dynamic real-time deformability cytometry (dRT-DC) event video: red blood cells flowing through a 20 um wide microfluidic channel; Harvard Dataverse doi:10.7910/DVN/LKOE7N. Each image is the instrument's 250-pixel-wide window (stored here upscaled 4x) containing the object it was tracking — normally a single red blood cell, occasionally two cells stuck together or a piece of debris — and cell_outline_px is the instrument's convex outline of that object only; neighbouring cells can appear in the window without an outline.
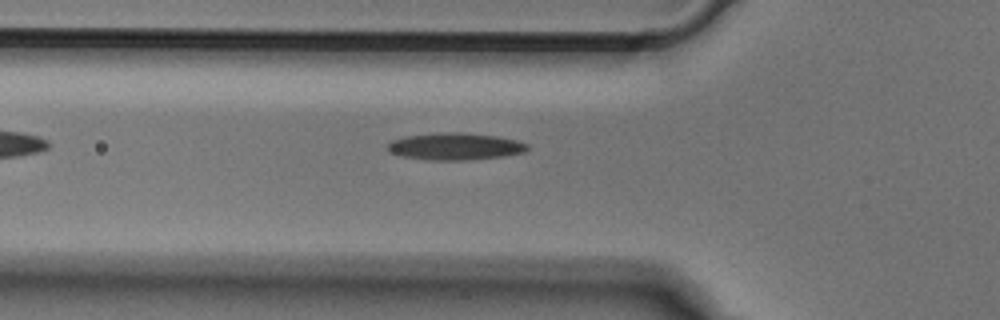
{"species": "Egyptian fruit bat (a non-hibernating species)", "species_latin": "Rousettus aegyptiacus", "temperature_condition": "cold", "stored_images_in_passage": 33, "camera_frame_rate_fps": 3000, "um_per_image_px": 0.085, "animal": {"sex": "male"}, "frame": {"image": 1, "passage_image": 4, "time_ms": 1.0, "image_size_px": [1000, 320], "cell_outline_px": [[528, 148], [524, 152], [504, 156], [468, 160], [428, 160], [404, 156], [388, 152], [388, 144], [392, 140], [404, 136], [448, 132], [460, 132], [500, 136], [516, 140], [528, 144]], "centroid_in_image_um": [38.7, 12.44], "position_along_channel_um": 87.1, "area_um2": 22.02}}
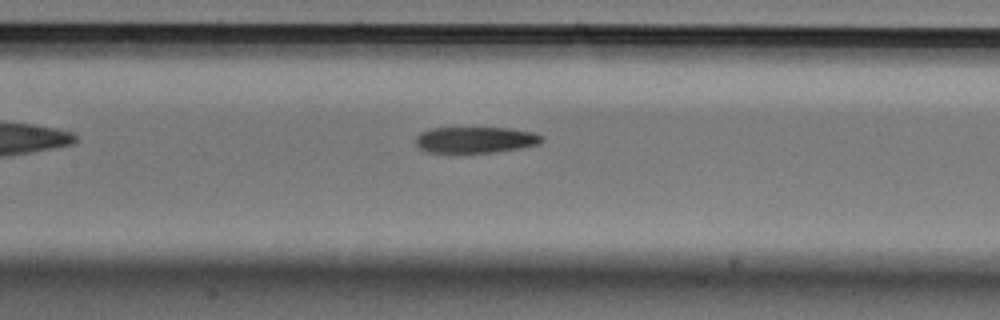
{"frame": {"image": 2, "passage_image": 10, "time_ms": 3.0, "image_size_px": [1000, 320], "cell_outline_px": [[544, 140], [540, 144], [520, 148], [492, 152], [428, 152], [420, 148], [416, 144], [416, 136], [420, 132], [428, 128], [512, 128], [532, 132], [544, 136]], "centroid_in_image_um": [40.43, 11.87], "position_along_channel_um": 167.0, "area_um2": 19.25}}
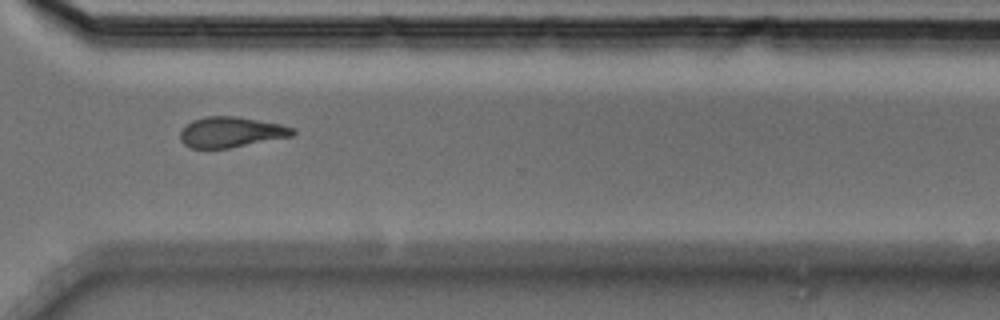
{"frame": {"image": 3, "passage_image": 24, "time_ms": 7.667, "image_size_px": [1000, 320], "cell_outline_px": [[296, 132], [292, 136], [228, 148], [192, 148], [184, 144], [180, 140], [180, 132], [192, 120], [208, 116], [236, 116], [280, 124], [292, 128]], "centroid_in_image_um": [19.62, 11.23], "position_along_channel_um": 351.0, "area_um2": 19.71}}